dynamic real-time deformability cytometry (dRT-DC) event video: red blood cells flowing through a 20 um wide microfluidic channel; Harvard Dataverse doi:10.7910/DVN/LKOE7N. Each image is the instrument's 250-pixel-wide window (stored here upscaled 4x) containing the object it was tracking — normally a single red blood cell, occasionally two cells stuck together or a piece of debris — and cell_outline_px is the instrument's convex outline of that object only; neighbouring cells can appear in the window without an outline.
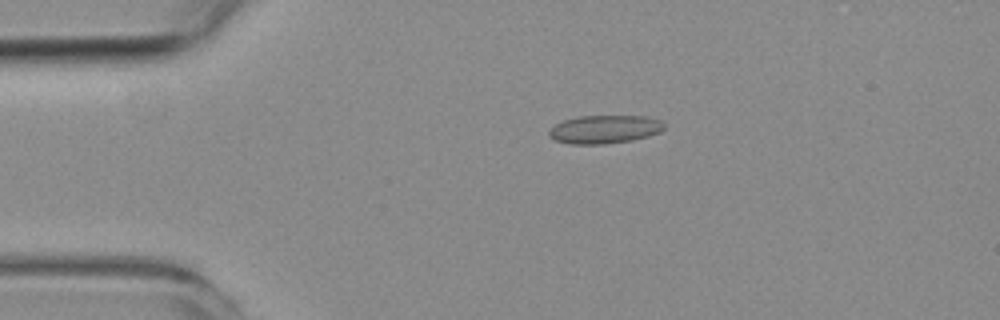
{"species": "common noctule bat (a hibernating species)", "species_latin": "Nyctalus noctula", "temperature_condition": "room temperature", "stored_images_in_passage": 2, "camera_frame_rate_fps": 3000, "um_per_image_px": 0.085, "animal": {"sex": "female", "body_mass_g": 19.3, "forearm_length_mm": 54.1}, "frame": {"image": 1, "passage_image": 1, "time_ms": 0.0, "image_size_px": [1000, 320], "cell_outline_px": [[664, 128], [660, 132], [648, 136], [632, 140], [604, 144], [568, 144], [556, 140], [548, 136], [548, 132], [556, 124], [564, 120], [576, 116], [648, 116], [660, 120], [664, 124]], "centroid_in_image_um": [51.39, 10.99], "position_along_channel_um": 33.6, "area_um2": 19.02}}